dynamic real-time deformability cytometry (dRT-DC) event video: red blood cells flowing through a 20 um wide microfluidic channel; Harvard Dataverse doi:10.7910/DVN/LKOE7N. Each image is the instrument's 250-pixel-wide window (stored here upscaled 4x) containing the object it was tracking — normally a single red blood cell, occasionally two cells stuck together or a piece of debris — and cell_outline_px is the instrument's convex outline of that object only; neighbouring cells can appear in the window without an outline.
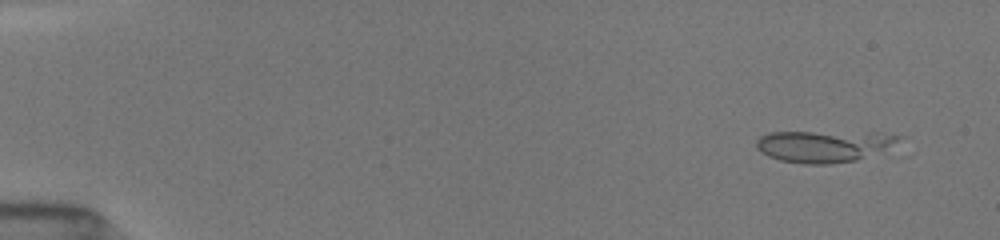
{"species": "common noctule bat (a hibernating species)", "species_latin": "Nyctalus noctula", "temperature_condition": "room temperature", "stored_images_in_passage": 5, "camera_frame_rate_fps": 3000, "um_per_image_px": 0.085, "animal": {"sex": "female", "body_mass_g": 19.5, "forearm_length_mm": 54.1}, "frame": {"image": 1, "passage_image": 2, "time_ms": 1.0, "image_size_px": [1000, 240], "cell_outline_px": [[904, 136], [856, 160], [828, 164], [804, 164], [780, 160], [768, 156], [760, 152], [756, 148], [756, 140], [760, 136], [768, 132], [876, 132]], "centroid_in_image_um": [69.85, 12.4], "position_along_channel_um": 15.1, "area_um2": 25.72}}